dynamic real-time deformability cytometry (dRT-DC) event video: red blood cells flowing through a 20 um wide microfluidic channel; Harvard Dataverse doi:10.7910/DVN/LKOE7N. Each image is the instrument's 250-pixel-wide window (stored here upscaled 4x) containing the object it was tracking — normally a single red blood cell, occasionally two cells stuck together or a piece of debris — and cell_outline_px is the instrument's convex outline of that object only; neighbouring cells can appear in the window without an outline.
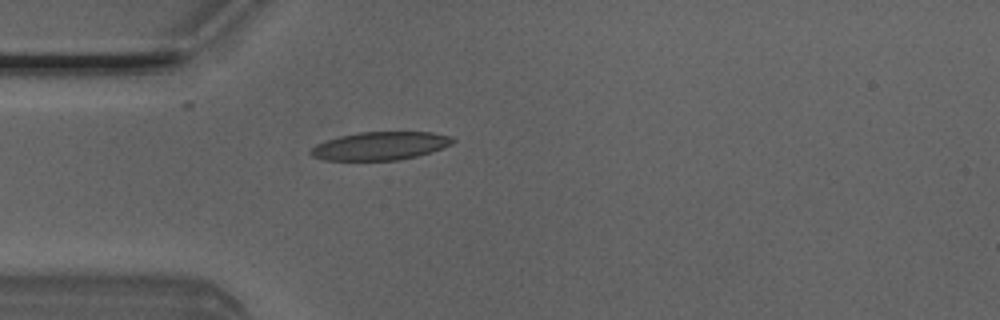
{"species": "Egyptian fruit bat (a non-hibernating species)", "species_latin": "Rousettus aegyptiacus", "temperature_condition": "room temperature", "stored_images_in_passage": 1, "camera_frame_rate_fps": 3000, "um_per_image_px": 0.085, "animal": {"sex": "male"}, "frame": {"image": 1, "passage_image": 1, "time_ms": 0.0, "image_size_px": [1000, 320], "cell_outline_px": [[456, 140], [452, 144], [432, 152], [416, 156], [396, 160], [324, 160], [312, 156], [308, 152], [316, 144], [340, 136], [360, 132], [432, 132], [448, 136]], "centroid_in_image_um": [32.31, 12.4], "position_along_channel_um": 52.7, "area_um2": 23.18}}